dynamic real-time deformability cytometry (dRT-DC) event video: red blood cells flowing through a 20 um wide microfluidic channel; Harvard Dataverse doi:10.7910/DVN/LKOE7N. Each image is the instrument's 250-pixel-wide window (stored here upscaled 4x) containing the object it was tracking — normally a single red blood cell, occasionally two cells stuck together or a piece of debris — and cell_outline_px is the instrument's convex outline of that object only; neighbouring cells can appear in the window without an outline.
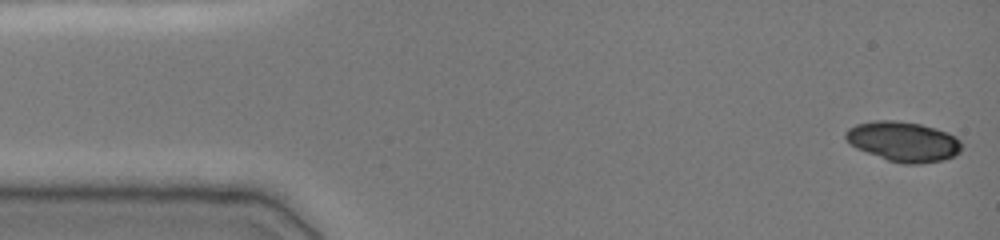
{"species": "common noctule bat (a hibernating species)", "species_latin": "Nyctalus noctula", "temperature_condition": "cold", "stored_images_in_passage": 48, "camera_frame_rate_fps": 3000, "um_per_image_px": 0.085, "animal": {"sex": "female", "body_mass_g": 19.0, "forearm_length_mm": 51.5}, "frame": {"image": 1, "passage_image": 1, "time_ms": 0.0, "image_size_px": [1000, 240], "cell_outline_px": [[960, 152], [952, 156], [940, 160], [920, 164], [904, 164], [888, 160], [856, 148], [844, 136], [844, 132], [848, 128], [856, 124], [872, 120], [896, 120], [920, 124], [936, 128], [948, 132], [956, 136], [960, 140]], "centroid_in_image_um": [76.77, 12.01], "position_along_channel_um": 8.2, "area_um2": 26.93}}
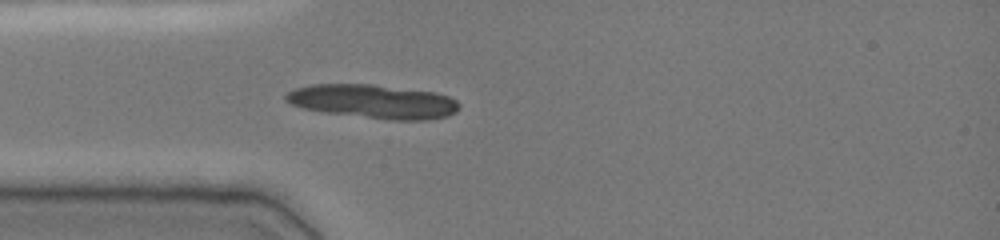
{"frame": {"image": 2, "passage_image": 13, "time_ms": 4.0, "image_size_px": [1000, 240], "cell_outline_px": [[460, 108], [456, 112], [448, 116], [428, 120], [396, 120], [324, 112], [304, 108], [292, 104], [284, 100], [284, 96], [288, 92], [296, 88], [312, 84], [372, 84], [436, 92], [448, 96], [456, 100], [460, 104]], "centroid_in_image_um": [31.77, 8.62], "position_along_channel_um": 53.2, "area_um2": 34.16}}